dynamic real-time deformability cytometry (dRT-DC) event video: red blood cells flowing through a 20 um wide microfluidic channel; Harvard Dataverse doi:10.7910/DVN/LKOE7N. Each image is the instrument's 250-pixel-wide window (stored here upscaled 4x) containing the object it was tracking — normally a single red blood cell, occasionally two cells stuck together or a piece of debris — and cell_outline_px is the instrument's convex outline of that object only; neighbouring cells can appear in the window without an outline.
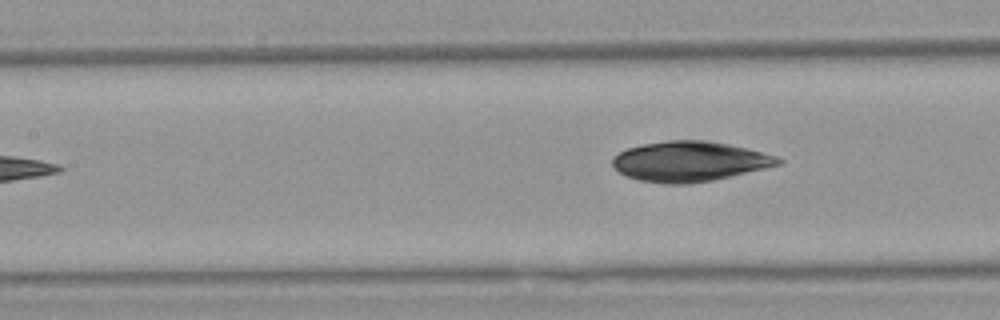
{"species": "Egyptian fruit bat (a non-hibernating species)", "species_latin": "Rousettus aegyptiacus", "temperature_condition": "warm", "stored_images_in_passage": 4, "camera_frame_rate_fps": 3000, "um_per_image_px": 0.085, "animal": {"sex": "female"}, "frame": {"image": 1, "passage_image": 4, "time_ms": 3.667, "image_size_px": [1000, 320], "cell_outline_px": [[784, 160], [780, 164], [764, 168], [712, 180], [688, 184], [668, 184], [640, 180], [628, 176], [620, 172], [612, 164], [612, 156], [628, 148], [644, 144], [668, 140], [708, 140], [728, 144], [776, 156]], "centroid_in_image_um": [58.59, 13.71], "position_along_channel_um": 148.8, "area_um2": 38.21}}